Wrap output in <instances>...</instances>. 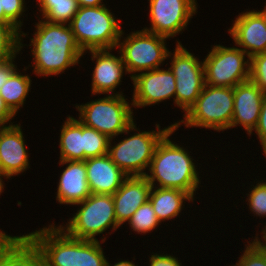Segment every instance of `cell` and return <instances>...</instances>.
Masks as SVG:
<instances>
[{
	"label": "cell",
	"mask_w": 266,
	"mask_h": 266,
	"mask_svg": "<svg viewBox=\"0 0 266 266\" xmlns=\"http://www.w3.org/2000/svg\"><path fill=\"white\" fill-rule=\"evenodd\" d=\"M58 226V227H57ZM54 223L22 235L15 246V266H105L101 243L69 236Z\"/></svg>",
	"instance_id": "obj_1"
},
{
	"label": "cell",
	"mask_w": 266,
	"mask_h": 266,
	"mask_svg": "<svg viewBox=\"0 0 266 266\" xmlns=\"http://www.w3.org/2000/svg\"><path fill=\"white\" fill-rule=\"evenodd\" d=\"M29 46L33 73L37 76L59 75L78 65L84 52L75 41L69 24L49 23L38 19Z\"/></svg>",
	"instance_id": "obj_2"
},
{
	"label": "cell",
	"mask_w": 266,
	"mask_h": 266,
	"mask_svg": "<svg viewBox=\"0 0 266 266\" xmlns=\"http://www.w3.org/2000/svg\"><path fill=\"white\" fill-rule=\"evenodd\" d=\"M176 130L179 129L174 126L157 144L145 177L152 187L179 189L194 199L201 184L199 172L191 152L170 140Z\"/></svg>",
	"instance_id": "obj_3"
},
{
	"label": "cell",
	"mask_w": 266,
	"mask_h": 266,
	"mask_svg": "<svg viewBox=\"0 0 266 266\" xmlns=\"http://www.w3.org/2000/svg\"><path fill=\"white\" fill-rule=\"evenodd\" d=\"M69 25L84 54L88 50L116 49L123 31L119 20L105 5L79 7Z\"/></svg>",
	"instance_id": "obj_4"
},
{
	"label": "cell",
	"mask_w": 266,
	"mask_h": 266,
	"mask_svg": "<svg viewBox=\"0 0 266 266\" xmlns=\"http://www.w3.org/2000/svg\"><path fill=\"white\" fill-rule=\"evenodd\" d=\"M160 124H155L157 130L143 131L137 129L132 123L131 136L123 138L117 144L112 138L109 140L108 155L110 159L128 176H145L149 169L155 148L162 137L174 127V124L161 129Z\"/></svg>",
	"instance_id": "obj_5"
},
{
	"label": "cell",
	"mask_w": 266,
	"mask_h": 266,
	"mask_svg": "<svg viewBox=\"0 0 266 266\" xmlns=\"http://www.w3.org/2000/svg\"><path fill=\"white\" fill-rule=\"evenodd\" d=\"M234 88L205 84L195 104L183 115V120L174 122L178 129L200 127L220 132L229 130L233 118ZM182 123V124H181Z\"/></svg>",
	"instance_id": "obj_6"
},
{
	"label": "cell",
	"mask_w": 266,
	"mask_h": 266,
	"mask_svg": "<svg viewBox=\"0 0 266 266\" xmlns=\"http://www.w3.org/2000/svg\"><path fill=\"white\" fill-rule=\"evenodd\" d=\"M75 107L82 124L105 134L109 139L115 140L118 135L132 132V123L135 120L133 108L125 95H106Z\"/></svg>",
	"instance_id": "obj_7"
},
{
	"label": "cell",
	"mask_w": 266,
	"mask_h": 266,
	"mask_svg": "<svg viewBox=\"0 0 266 266\" xmlns=\"http://www.w3.org/2000/svg\"><path fill=\"white\" fill-rule=\"evenodd\" d=\"M79 210L66 225H59L69 236L83 240H98L96 236L107 229H119L112 195L91 194L83 202L75 204Z\"/></svg>",
	"instance_id": "obj_8"
},
{
	"label": "cell",
	"mask_w": 266,
	"mask_h": 266,
	"mask_svg": "<svg viewBox=\"0 0 266 266\" xmlns=\"http://www.w3.org/2000/svg\"><path fill=\"white\" fill-rule=\"evenodd\" d=\"M122 31L116 49L121 54L123 63L130 74V79L144 71L157 69L168 60L169 50L166 40L162 35L147 32L143 29L133 31L124 36ZM123 38V40H121Z\"/></svg>",
	"instance_id": "obj_9"
},
{
	"label": "cell",
	"mask_w": 266,
	"mask_h": 266,
	"mask_svg": "<svg viewBox=\"0 0 266 266\" xmlns=\"http://www.w3.org/2000/svg\"><path fill=\"white\" fill-rule=\"evenodd\" d=\"M249 67V56L241 48L211 45L203 60L205 84L234 88L249 80Z\"/></svg>",
	"instance_id": "obj_10"
},
{
	"label": "cell",
	"mask_w": 266,
	"mask_h": 266,
	"mask_svg": "<svg viewBox=\"0 0 266 266\" xmlns=\"http://www.w3.org/2000/svg\"><path fill=\"white\" fill-rule=\"evenodd\" d=\"M169 69L175 76V105L180 107L185 115L195 104L205 86L203 61L189 52L178 40L174 52L168 54Z\"/></svg>",
	"instance_id": "obj_11"
},
{
	"label": "cell",
	"mask_w": 266,
	"mask_h": 266,
	"mask_svg": "<svg viewBox=\"0 0 266 266\" xmlns=\"http://www.w3.org/2000/svg\"><path fill=\"white\" fill-rule=\"evenodd\" d=\"M150 27L143 30L174 38L182 34L197 13V0H148Z\"/></svg>",
	"instance_id": "obj_12"
},
{
	"label": "cell",
	"mask_w": 266,
	"mask_h": 266,
	"mask_svg": "<svg viewBox=\"0 0 266 266\" xmlns=\"http://www.w3.org/2000/svg\"><path fill=\"white\" fill-rule=\"evenodd\" d=\"M167 69L157 68L135 74L131 79L134 86L131 103L134 108L159 104L173 97L175 104L176 80L169 67Z\"/></svg>",
	"instance_id": "obj_13"
},
{
	"label": "cell",
	"mask_w": 266,
	"mask_h": 266,
	"mask_svg": "<svg viewBox=\"0 0 266 266\" xmlns=\"http://www.w3.org/2000/svg\"><path fill=\"white\" fill-rule=\"evenodd\" d=\"M21 124L0 127V174L6 180L30 168Z\"/></svg>",
	"instance_id": "obj_14"
},
{
	"label": "cell",
	"mask_w": 266,
	"mask_h": 266,
	"mask_svg": "<svg viewBox=\"0 0 266 266\" xmlns=\"http://www.w3.org/2000/svg\"><path fill=\"white\" fill-rule=\"evenodd\" d=\"M228 33L249 58L266 52V20L259 10L239 13Z\"/></svg>",
	"instance_id": "obj_15"
},
{
	"label": "cell",
	"mask_w": 266,
	"mask_h": 266,
	"mask_svg": "<svg viewBox=\"0 0 266 266\" xmlns=\"http://www.w3.org/2000/svg\"><path fill=\"white\" fill-rule=\"evenodd\" d=\"M91 60L95 61V67L92 72V95L107 94V95H123L121 92H116L117 86L121 85V80L124 74H128L125 64L123 63L120 54L115 56L110 49L88 50ZM125 72V73H124Z\"/></svg>",
	"instance_id": "obj_16"
},
{
	"label": "cell",
	"mask_w": 266,
	"mask_h": 266,
	"mask_svg": "<svg viewBox=\"0 0 266 266\" xmlns=\"http://www.w3.org/2000/svg\"><path fill=\"white\" fill-rule=\"evenodd\" d=\"M265 93L252 81L234 87V112L230 128L242 126L250 137L257 126Z\"/></svg>",
	"instance_id": "obj_17"
},
{
	"label": "cell",
	"mask_w": 266,
	"mask_h": 266,
	"mask_svg": "<svg viewBox=\"0 0 266 266\" xmlns=\"http://www.w3.org/2000/svg\"><path fill=\"white\" fill-rule=\"evenodd\" d=\"M151 184L145 176H128L112 195L117 223L122 226L149 200Z\"/></svg>",
	"instance_id": "obj_18"
},
{
	"label": "cell",
	"mask_w": 266,
	"mask_h": 266,
	"mask_svg": "<svg viewBox=\"0 0 266 266\" xmlns=\"http://www.w3.org/2000/svg\"><path fill=\"white\" fill-rule=\"evenodd\" d=\"M66 165L58 181L56 200L60 204L75 205L83 202L92 193L87 181L85 161H60Z\"/></svg>",
	"instance_id": "obj_19"
},
{
	"label": "cell",
	"mask_w": 266,
	"mask_h": 266,
	"mask_svg": "<svg viewBox=\"0 0 266 266\" xmlns=\"http://www.w3.org/2000/svg\"><path fill=\"white\" fill-rule=\"evenodd\" d=\"M91 193L113 195L128 177L108 154L85 160Z\"/></svg>",
	"instance_id": "obj_20"
},
{
	"label": "cell",
	"mask_w": 266,
	"mask_h": 266,
	"mask_svg": "<svg viewBox=\"0 0 266 266\" xmlns=\"http://www.w3.org/2000/svg\"><path fill=\"white\" fill-rule=\"evenodd\" d=\"M187 192L179 189L152 187L149 201L160 222L178 217L185 206V201L194 202Z\"/></svg>",
	"instance_id": "obj_21"
},
{
	"label": "cell",
	"mask_w": 266,
	"mask_h": 266,
	"mask_svg": "<svg viewBox=\"0 0 266 266\" xmlns=\"http://www.w3.org/2000/svg\"><path fill=\"white\" fill-rule=\"evenodd\" d=\"M60 132V161H84V124L69 115Z\"/></svg>",
	"instance_id": "obj_22"
},
{
	"label": "cell",
	"mask_w": 266,
	"mask_h": 266,
	"mask_svg": "<svg viewBox=\"0 0 266 266\" xmlns=\"http://www.w3.org/2000/svg\"><path fill=\"white\" fill-rule=\"evenodd\" d=\"M18 71L17 68L0 89V96L15 115L23 107L32 84L30 76Z\"/></svg>",
	"instance_id": "obj_23"
},
{
	"label": "cell",
	"mask_w": 266,
	"mask_h": 266,
	"mask_svg": "<svg viewBox=\"0 0 266 266\" xmlns=\"http://www.w3.org/2000/svg\"><path fill=\"white\" fill-rule=\"evenodd\" d=\"M41 18L49 23L70 24L79 9L77 0H37Z\"/></svg>",
	"instance_id": "obj_24"
},
{
	"label": "cell",
	"mask_w": 266,
	"mask_h": 266,
	"mask_svg": "<svg viewBox=\"0 0 266 266\" xmlns=\"http://www.w3.org/2000/svg\"><path fill=\"white\" fill-rule=\"evenodd\" d=\"M127 222L134 233H143V235L152 232L162 224L158 220L149 200L141 205Z\"/></svg>",
	"instance_id": "obj_25"
},
{
	"label": "cell",
	"mask_w": 266,
	"mask_h": 266,
	"mask_svg": "<svg viewBox=\"0 0 266 266\" xmlns=\"http://www.w3.org/2000/svg\"><path fill=\"white\" fill-rule=\"evenodd\" d=\"M109 140L105 134L84 125V161L108 154Z\"/></svg>",
	"instance_id": "obj_26"
},
{
	"label": "cell",
	"mask_w": 266,
	"mask_h": 266,
	"mask_svg": "<svg viewBox=\"0 0 266 266\" xmlns=\"http://www.w3.org/2000/svg\"><path fill=\"white\" fill-rule=\"evenodd\" d=\"M20 31L12 23L0 22V61L20 50Z\"/></svg>",
	"instance_id": "obj_27"
},
{
	"label": "cell",
	"mask_w": 266,
	"mask_h": 266,
	"mask_svg": "<svg viewBox=\"0 0 266 266\" xmlns=\"http://www.w3.org/2000/svg\"><path fill=\"white\" fill-rule=\"evenodd\" d=\"M1 8L4 10L5 17L21 32L20 33V50L24 46L22 43V38H24L27 33H24L21 28L23 25V21H21V17H23V13L26 11V3L25 0H0Z\"/></svg>",
	"instance_id": "obj_28"
},
{
	"label": "cell",
	"mask_w": 266,
	"mask_h": 266,
	"mask_svg": "<svg viewBox=\"0 0 266 266\" xmlns=\"http://www.w3.org/2000/svg\"><path fill=\"white\" fill-rule=\"evenodd\" d=\"M254 186L251 184L249 193H247V198L245 201H248L247 205L249 210L254 214L253 216L266 217V181L260 180L256 182Z\"/></svg>",
	"instance_id": "obj_29"
},
{
	"label": "cell",
	"mask_w": 266,
	"mask_h": 266,
	"mask_svg": "<svg viewBox=\"0 0 266 266\" xmlns=\"http://www.w3.org/2000/svg\"><path fill=\"white\" fill-rule=\"evenodd\" d=\"M249 59V80L266 94V52L253 55Z\"/></svg>",
	"instance_id": "obj_30"
},
{
	"label": "cell",
	"mask_w": 266,
	"mask_h": 266,
	"mask_svg": "<svg viewBox=\"0 0 266 266\" xmlns=\"http://www.w3.org/2000/svg\"><path fill=\"white\" fill-rule=\"evenodd\" d=\"M245 246L244 253L240 256L238 262L231 266H266V260L261 253L250 243Z\"/></svg>",
	"instance_id": "obj_31"
},
{
	"label": "cell",
	"mask_w": 266,
	"mask_h": 266,
	"mask_svg": "<svg viewBox=\"0 0 266 266\" xmlns=\"http://www.w3.org/2000/svg\"><path fill=\"white\" fill-rule=\"evenodd\" d=\"M254 131L259 139V143L262 146L261 149H263V154L266 155V94L263 97L259 120Z\"/></svg>",
	"instance_id": "obj_32"
},
{
	"label": "cell",
	"mask_w": 266,
	"mask_h": 266,
	"mask_svg": "<svg viewBox=\"0 0 266 266\" xmlns=\"http://www.w3.org/2000/svg\"><path fill=\"white\" fill-rule=\"evenodd\" d=\"M152 254L149 257V266H182L181 260H178V257L173 256V254H161L157 252H152Z\"/></svg>",
	"instance_id": "obj_33"
},
{
	"label": "cell",
	"mask_w": 266,
	"mask_h": 266,
	"mask_svg": "<svg viewBox=\"0 0 266 266\" xmlns=\"http://www.w3.org/2000/svg\"><path fill=\"white\" fill-rule=\"evenodd\" d=\"M19 50L14 56L0 61V89L8 80V78L12 75V73L17 69V65H15V59L18 54H20Z\"/></svg>",
	"instance_id": "obj_34"
},
{
	"label": "cell",
	"mask_w": 266,
	"mask_h": 266,
	"mask_svg": "<svg viewBox=\"0 0 266 266\" xmlns=\"http://www.w3.org/2000/svg\"><path fill=\"white\" fill-rule=\"evenodd\" d=\"M0 266H15V245L0 243Z\"/></svg>",
	"instance_id": "obj_35"
},
{
	"label": "cell",
	"mask_w": 266,
	"mask_h": 266,
	"mask_svg": "<svg viewBox=\"0 0 266 266\" xmlns=\"http://www.w3.org/2000/svg\"><path fill=\"white\" fill-rule=\"evenodd\" d=\"M14 117H16V115L7 107L3 98L0 96V127L8 126V123L12 125L13 123L11 120L14 119Z\"/></svg>",
	"instance_id": "obj_36"
},
{
	"label": "cell",
	"mask_w": 266,
	"mask_h": 266,
	"mask_svg": "<svg viewBox=\"0 0 266 266\" xmlns=\"http://www.w3.org/2000/svg\"><path fill=\"white\" fill-rule=\"evenodd\" d=\"M259 233L254 237L255 239H251V244L261 253V255L266 260V239L263 236L258 237ZM261 239V240H260ZM264 239V240H263Z\"/></svg>",
	"instance_id": "obj_37"
},
{
	"label": "cell",
	"mask_w": 266,
	"mask_h": 266,
	"mask_svg": "<svg viewBox=\"0 0 266 266\" xmlns=\"http://www.w3.org/2000/svg\"><path fill=\"white\" fill-rule=\"evenodd\" d=\"M22 236H12L0 230V243H13L15 246L20 242Z\"/></svg>",
	"instance_id": "obj_38"
},
{
	"label": "cell",
	"mask_w": 266,
	"mask_h": 266,
	"mask_svg": "<svg viewBox=\"0 0 266 266\" xmlns=\"http://www.w3.org/2000/svg\"><path fill=\"white\" fill-rule=\"evenodd\" d=\"M79 7H99L105 5L103 0H77Z\"/></svg>",
	"instance_id": "obj_39"
},
{
	"label": "cell",
	"mask_w": 266,
	"mask_h": 266,
	"mask_svg": "<svg viewBox=\"0 0 266 266\" xmlns=\"http://www.w3.org/2000/svg\"><path fill=\"white\" fill-rule=\"evenodd\" d=\"M105 266H138V265H135V263L131 260L129 261L128 259L127 260H118V262H115V264H111L109 263V261H106V265Z\"/></svg>",
	"instance_id": "obj_40"
},
{
	"label": "cell",
	"mask_w": 266,
	"mask_h": 266,
	"mask_svg": "<svg viewBox=\"0 0 266 266\" xmlns=\"http://www.w3.org/2000/svg\"><path fill=\"white\" fill-rule=\"evenodd\" d=\"M0 22L2 23H11L4 14V10L1 8V3H0Z\"/></svg>",
	"instance_id": "obj_41"
},
{
	"label": "cell",
	"mask_w": 266,
	"mask_h": 266,
	"mask_svg": "<svg viewBox=\"0 0 266 266\" xmlns=\"http://www.w3.org/2000/svg\"><path fill=\"white\" fill-rule=\"evenodd\" d=\"M3 177L6 178L5 176L0 174V195L3 193L4 191V181H3Z\"/></svg>",
	"instance_id": "obj_42"
},
{
	"label": "cell",
	"mask_w": 266,
	"mask_h": 266,
	"mask_svg": "<svg viewBox=\"0 0 266 266\" xmlns=\"http://www.w3.org/2000/svg\"><path fill=\"white\" fill-rule=\"evenodd\" d=\"M264 9H262V10H259L262 14H263V16H264V18H265V20H266V3H265V5H264Z\"/></svg>",
	"instance_id": "obj_43"
},
{
	"label": "cell",
	"mask_w": 266,
	"mask_h": 266,
	"mask_svg": "<svg viewBox=\"0 0 266 266\" xmlns=\"http://www.w3.org/2000/svg\"><path fill=\"white\" fill-rule=\"evenodd\" d=\"M264 227H265V229L261 230V234L266 239V226L264 225Z\"/></svg>",
	"instance_id": "obj_44"
}]
</instances>
